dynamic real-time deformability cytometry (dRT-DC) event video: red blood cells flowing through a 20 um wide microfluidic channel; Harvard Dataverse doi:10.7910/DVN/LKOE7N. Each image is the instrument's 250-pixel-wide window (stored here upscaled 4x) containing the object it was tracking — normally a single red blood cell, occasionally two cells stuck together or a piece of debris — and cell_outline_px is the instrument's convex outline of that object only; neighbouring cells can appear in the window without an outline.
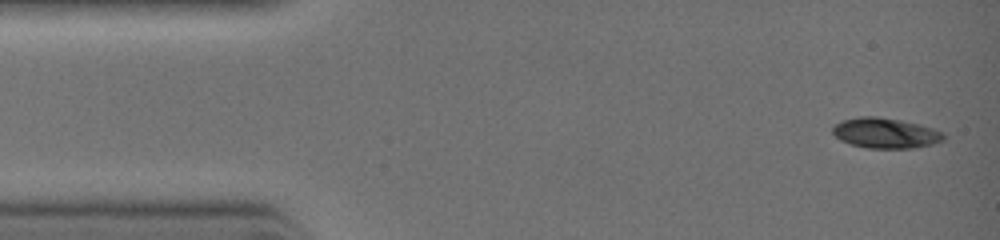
{"species": "common noctule bat (a hibernating species)", "species_latin": "Nyctalus noctula", "temperature_condition": "warm", "stored_images_in_passage": 32, "camera_frame_rate_fps": 3000, "um_per_image_px": 0.085, "animal": {"sex": "female", "body_mass_g": 19.0, "forearm_length_mm": 51.5}, "frame": {"image": 1, "passage_image": 1, "time_ms": 0.0, "image_size_px": [1000, 240], "cell_outline_px": [[944, 140], [932, 144], [912, 148], [868, 148], [852, 144], [840, 140], [832, 132], [832, 128], [836, 124], [844, 120], [860, 116], [876, 116], [900, 120], [932, 128], [940, 132], [944, 136]], "centroid_in_image_um": [75.24, 11.31], "position_along_channel_um": 9.8, "area_um2": 19.25}}
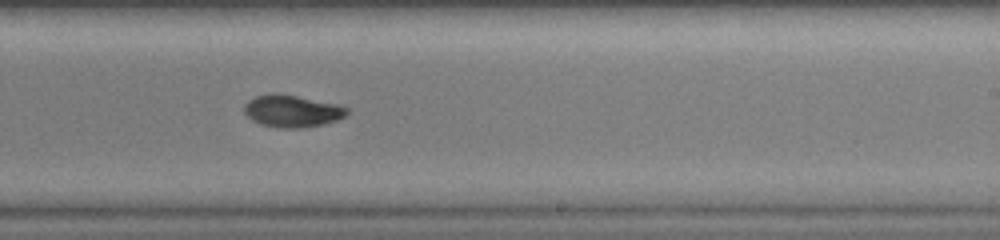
{"frame": {"image": 2, "passage_image": 19, "time_ms": 6.0, "image_size_px": [1000, 240], "cell_outline_px": [[348, 112], [344, 116], [336, 120], [324, 124], [304, 128], [280, 128], [260, 124], [252, 120], [244, 112], [244, 104], [248, 100], [256, 96], [272, 92], [296, 96], [336, 104], [348, 108]], "centroid_in_image_um": [24.79, 9.44], "position_along_channel_um": 264.2, "area_um2": 19.19}}
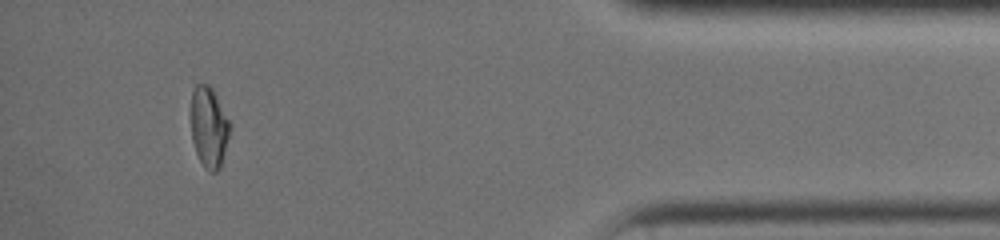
{"frame": {"image": 3, "passage_image": 29, "time_ms": 9.333, "image_size_px": [1000, 240], "cell_outline_px": [[232, 128], [224, 156], [216, 172], [208, 172], [204, 168], [196, 152], [192, 140], [192, 92], [196, 84], [208, 84], [212, 88], [232, 124]], "centroid_in_image_um": [17.8, 10.82], "position_along_channel_um": 417.4, "area_um2": 18.38}}